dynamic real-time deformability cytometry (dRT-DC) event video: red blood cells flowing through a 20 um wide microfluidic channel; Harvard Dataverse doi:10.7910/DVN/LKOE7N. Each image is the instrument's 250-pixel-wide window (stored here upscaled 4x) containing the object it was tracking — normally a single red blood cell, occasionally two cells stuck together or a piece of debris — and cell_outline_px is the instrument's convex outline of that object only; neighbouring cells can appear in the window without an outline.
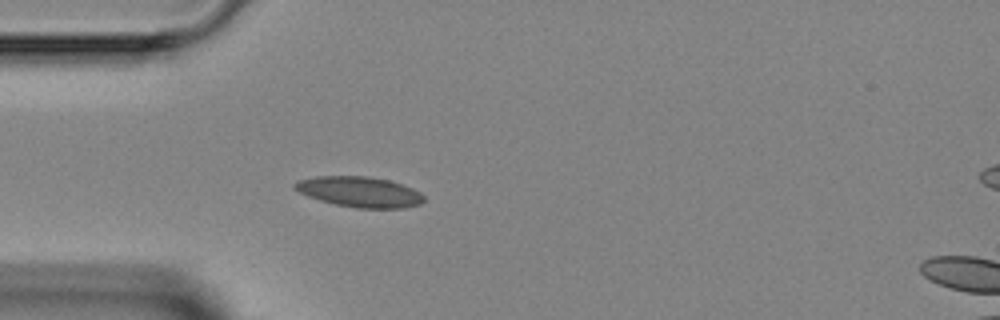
{"species": "Egyptian fruit bat (a non-hibernating species)", "species_latin": "Rousettus aegyptiacus", "temperature_condition": "room temperature", "stored_images_in_passage": 2, "camera_frame_rate_fps": 3000, "um_per_image_px": 0.085, "animal": {"sex": "female"}, "frame": {"image": 1, "passage_image": 2, "time_ms": 1.0, "image_size_px": [1000, 320], "cell_outline_px": [[424, 200], [420, 204], [404, 208], [356, 208], [336, 204], [320, 200], [308, 196], [292, 188], [292, 184], [296, 180], [316, 176], [368, 176], [388, 180], [412, 188], [420, 192], [424, 196]], "centroid_in_image_um": [30.53, 16.3], "position_along_channel_um": 54.5, "area_um2": 22.95}}